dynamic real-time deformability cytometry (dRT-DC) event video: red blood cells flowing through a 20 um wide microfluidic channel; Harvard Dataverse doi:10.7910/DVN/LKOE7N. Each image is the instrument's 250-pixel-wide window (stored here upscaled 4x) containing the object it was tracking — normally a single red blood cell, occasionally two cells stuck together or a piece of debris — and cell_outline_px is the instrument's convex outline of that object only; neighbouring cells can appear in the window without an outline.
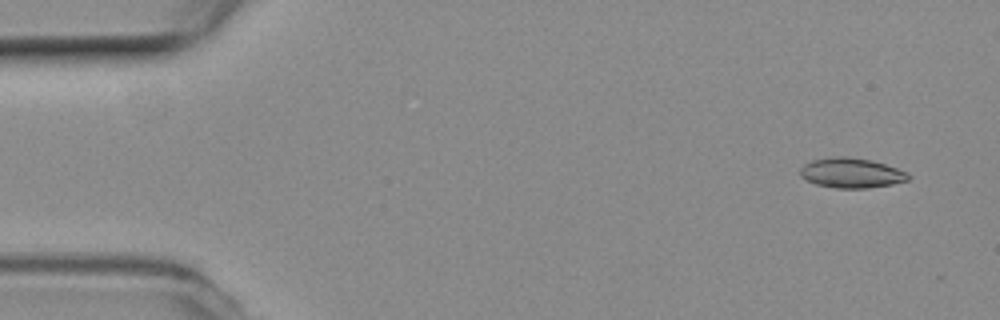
{"species": "common noctule bat (a hibernating species)", "species_latin": "Nyctalus noctula", "temperature_condition": "room temperature", "stored_images_in_passage": 55, "camera_frame_rate_fps": 3000, "um_per_image_px": 0.085, "animal": {"sex": "female", "body_mass_g": 19.3, "forearm_length_mm": 54.1}, "frame": {"image": 1, "passage_image": 4, "time_ms": 1.0, "image_size_px": [1000, 320], "cell_outline_px": [[912, 176], [908, 180], [892, 184], [868, 188], [836, 188], [816, 184], [800, 176], [800, 168], [804, 164], [812, 160], [828, 156], [848, 156], [872, 160], [908, 172]], "centroid_in_image_um": [72.36, 14.69], "position_along_channel_um": 12.6, "area_um2": 19.02}}
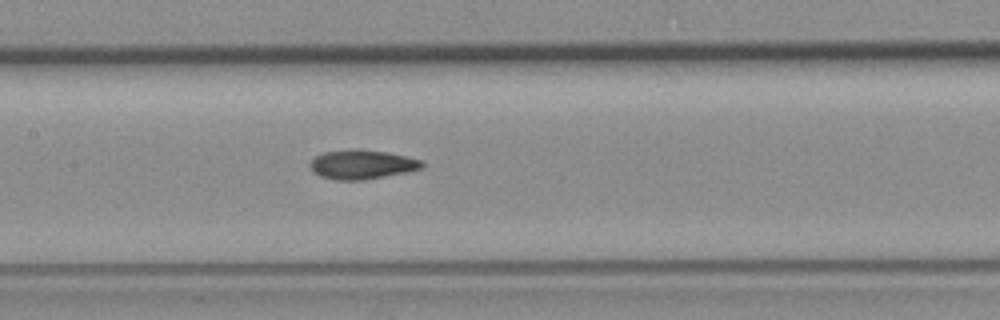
{"frame": {"image": 2, "passage_image": 26, "time_ms": 8.333, "image_size_px": [1000, 320], "cell_outline_px": [[424, 168], [408, 172], [364, 180], [336, 180], [320, 176], [312, 172], [312, 160], [316, 156], [324, 152], [384, 152], [424, 160]], "centroid_in_image_um": [30.84, 14.04], "position_along_channel_um": 176.6, "area_um2": 18.21}}
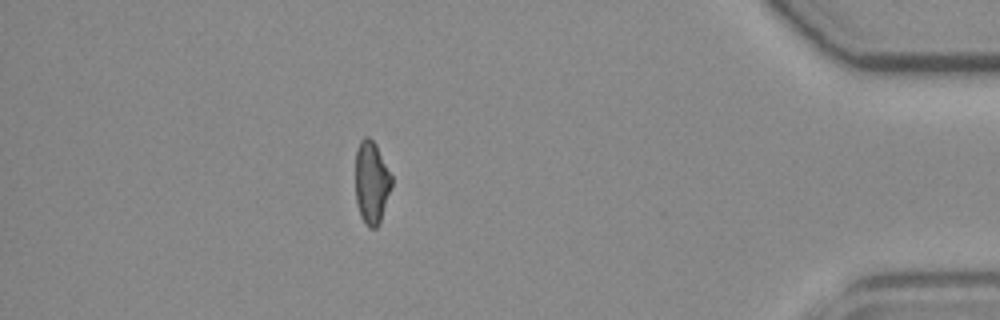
{"frame": {"image": 3, "passage_image": 48, "time_ms": 15.667, "image_size_px": [1000, 320], "cell_outline_px": [[392, 184], [380, 220], [376, 228], [368, 228], [364, 224], [360, 216], [356, 204], [356, 148], [360, 140], [364, 136], [368, 136], [376, 144], [392, 176]], "centroid_in_image_um": [31.56, 15.5], "position_along_channel_um": 403.6, "area_um2": 17.46}, "authors_computed_cell_mechanics": {"area_um2": 18.496, "velocity_mm_per_s": 3.7877, "shape_relaxation_time_tau1_ms": null, "shape_relaxation_time_tau2_ms": 3.4326, "deformation_change_tau1": null, "deformation_change_tau2": 0.0888}}